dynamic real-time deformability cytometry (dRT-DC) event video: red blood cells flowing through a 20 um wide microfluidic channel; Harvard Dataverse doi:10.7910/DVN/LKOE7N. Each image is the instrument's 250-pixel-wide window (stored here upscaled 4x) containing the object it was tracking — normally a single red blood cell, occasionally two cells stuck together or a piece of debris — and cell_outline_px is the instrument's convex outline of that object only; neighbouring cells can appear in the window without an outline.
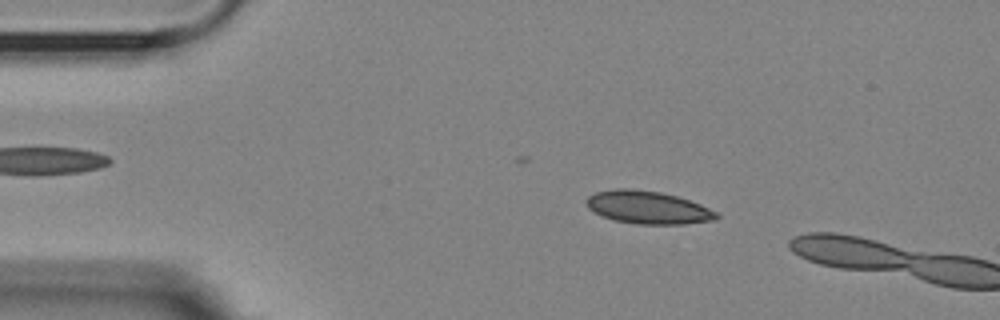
{"species": "Egyptian fruit bat (a non-hibernating species)", "species_latin": "Rousettus aegyptiacus", "temperature_condition": "room temperature", "stored_images_in_passage": 12, "camera_frame_rate_fps": 3000, "um_per_image_px": 0.085, "animal": {"sex": "female"}, "frame": {"image": 1, "passage_image": 9, "time_ms": 2.667, "image_size_px": [1000, 320], "cell_outline_px": [[720, 216], [716, 220], [684, 224], [636, 224], [616, 220], [604, 216], [588, 208], [584, 200], [588, 196], [596, 192], [616, 188], [628, 188], [660, 192], [676, 196], [700, 204], [716, 212]], "centroid_in_image_um": [55.07, 17.63], "position_along_channel_um": 29.9, "area_um2": 24.74}}